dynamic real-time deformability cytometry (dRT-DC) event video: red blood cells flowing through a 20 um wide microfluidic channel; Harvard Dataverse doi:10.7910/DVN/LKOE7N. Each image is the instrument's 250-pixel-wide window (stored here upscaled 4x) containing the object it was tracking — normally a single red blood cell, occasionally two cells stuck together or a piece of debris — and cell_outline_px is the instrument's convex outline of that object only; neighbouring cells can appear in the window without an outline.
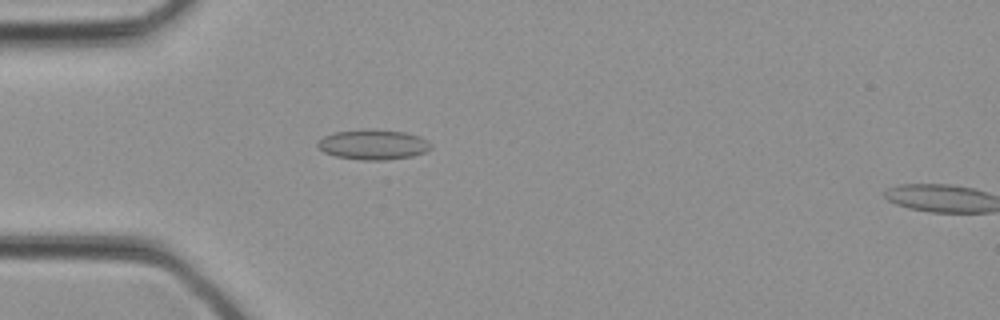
{"species": "common noctule bat (a hibernating species)", "species_latin": "Nyctalus noctula", "temperature_condition": "cold", "stored_images_in_passage": 8, "camera_frame_rate_fps": 3000, "um_per_image_px": 0.085, "animal": {"sex": "female", "body_mass_g": 21.9}, "frame": {"image": 1, "passage_image": 7, "time_ms": 2.0, "image_size_px": [1000, 320], "cell_outline_px": [[432, 148], [424, 152], [412, 156], [384, 160], [364, 160], [336, 156], [324, 152], [316, 144], [324, 136], [332, 132], [360, 128], [376, 128], [404, 132], [420, 136], [428, 140], [432, 144]], "centroid_in_image_um": [31.73, 12.26], "position_along_channel_um": 53.3, "area_um2": 20.17}}